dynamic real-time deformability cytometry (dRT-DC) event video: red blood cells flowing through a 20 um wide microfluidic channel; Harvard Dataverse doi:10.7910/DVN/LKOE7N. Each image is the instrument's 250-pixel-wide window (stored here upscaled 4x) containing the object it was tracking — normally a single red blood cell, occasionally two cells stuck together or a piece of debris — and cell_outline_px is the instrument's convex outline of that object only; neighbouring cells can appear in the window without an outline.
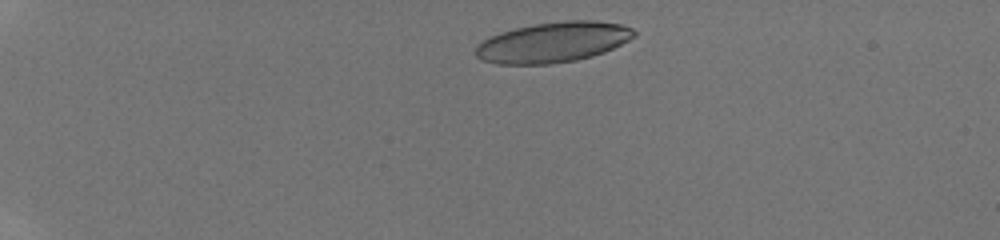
{"species": "human", "species_latin": "Homo sapiens", "temperature_condition": "room temperature", "stored_images_in_passage": 10, "camera_frame_rate_fps": 3000, "um_per_image_px": 0.085, "donor": {"sex": "male"}, "frame": {"image": 1, "passage_image": 3, "time_ms": 0.667, "image_size_px": [1000, 240], "cell_outline_px": [[636, 36], [604, 52], [592, 56], [576, 60], [548, 64], [496, 64], [480, 60], [476, 56], [476, 44], [500, 32], [532, 24], [564, 20], [596, 20], [620, 24], [632, 28], [636, 32]], "centroid_in_image_um": [47.0, 3.58], "position_along_channel_um": 38.0, "area_um2": 37.28}}
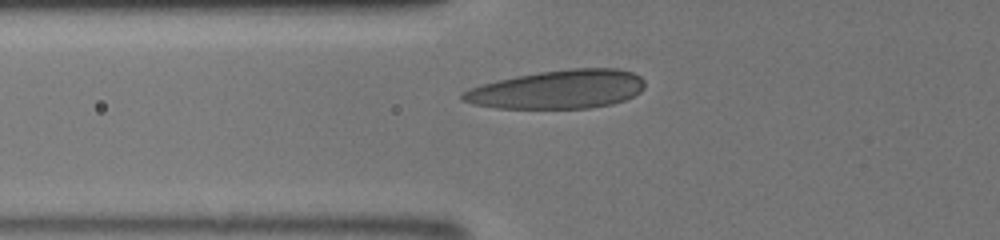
{"frame": {"image": 2, "passage_image": 9, "time_ms": 2.667, "image_size_px": [1000, 240], "cell_outline_px": [[644, 88], [640, 92], [624, 100], [612, 104], [588, 108], [496, 108], [472, 104], [460, 100], [460, 92], [468, 88], [496, 80], [516, 76], [540, 72], [568, 68], [620, 68], [632, 72], [640, 76], [644, 80]], "centroid_in_image_um": [47.39, 7.59], "position_along_channel_um": 78.4, "area_um2": 41.33}}